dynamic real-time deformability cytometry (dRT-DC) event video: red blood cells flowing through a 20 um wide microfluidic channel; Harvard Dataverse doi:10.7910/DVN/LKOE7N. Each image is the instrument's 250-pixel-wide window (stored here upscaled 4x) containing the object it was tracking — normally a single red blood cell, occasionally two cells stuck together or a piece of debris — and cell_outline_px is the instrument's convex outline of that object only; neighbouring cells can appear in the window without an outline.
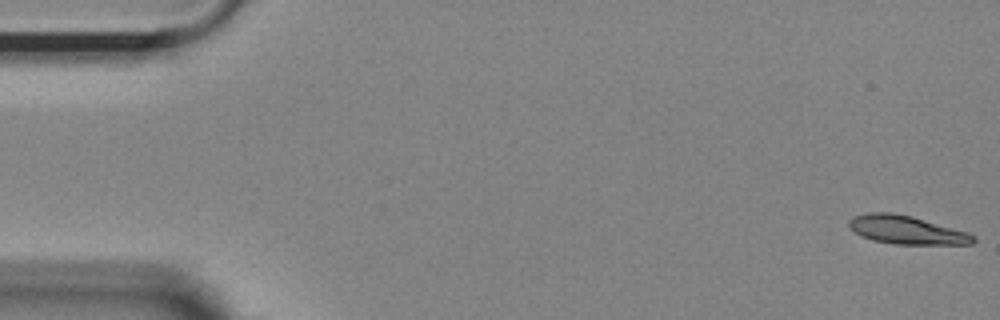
{"species": "Egyptian fruit bat (a non-hibernating species)", "species_latin": "Rousettus aegyptiacus", "temperature_condition": "room temperature", "stored_images_in_passage": 53, "camera_frame_rate_fps": 3000, "um_per_image_px": 0.085, "animal": {"sex": "female"}, "frame": {"image": 1, "passage_image": 1, "time_ms": 0.0, "image_size_px": [1000, 320], "cell_outline_px": [[976, 240], [972, 244], [892, 244], [872, 240], [860, 236], [848, 228], [848, 220], [852, 216], [868, 212], [892, 212], [912, 216], [968, 232], [976, 236]], "centroid_in_image_um": [77.01, 19.54], "position_along_channel_um": 8.0, "area_um2": 20.87}}
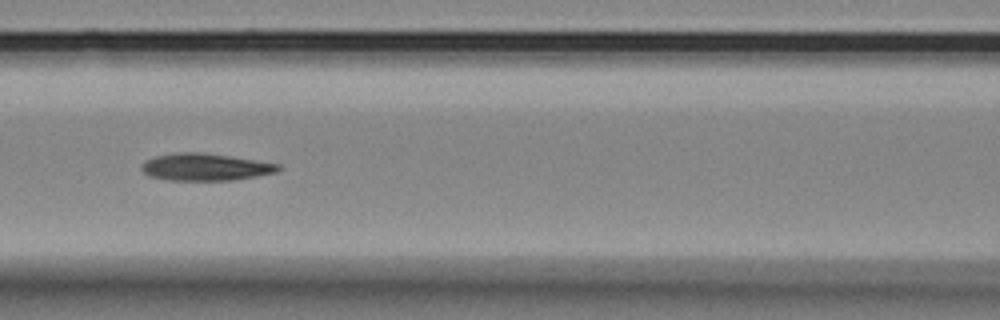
{"frame": {"image": 2, "passage_image": 23, "time_ms": 7.333, "image_size_px": [1000, 320], "cell_outline_px": [[280, 168], [276, 172], [256, 176], [232, 180], [168, 180], [148, 176], [140, 168], [140, 164], [144, 160], [156, 156], [176, 152], [200, 152], [228, 156], [280, 164]], "centroid_in_image_um": [17.38, 14.19], "position_along_channel_um": 149.2, "area_um2": 21.56}}
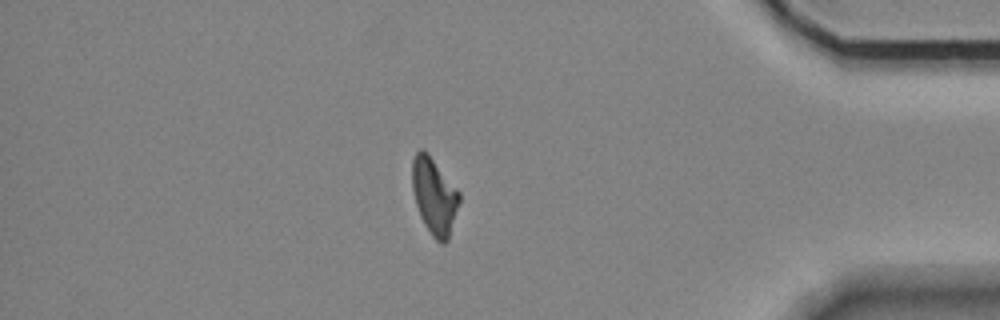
{"frame": {"image": 3, "passage_image": 46, "time_ms": 15.0, "image_size_px": [1000, 320], "cell_outline_px": [[460, 200], [448, 240], [444, 244], [440, 244], [432, 236], [424, 224], [420, 216], [416, 204], [412, 188], [412, 160], [416, 152], [420, 148], [432, 160], [460, 192]], "centroid_in_image_um": [36.91, 16.73], "position_along_channel_um": 398.3, "area_um2": 20.58}, "authors_computed_cell_mechanics": {"area_um2": 21.2704, "velocity_mm_per_s": 3.7028, "shape_relaxation_time_tau1_ms": 10.9697, "shape_relaxation_time_tau2_ms": 3.3004, "deformation_change_tau1": 0.2755, "deformation_change_tau2": 0.1062}}